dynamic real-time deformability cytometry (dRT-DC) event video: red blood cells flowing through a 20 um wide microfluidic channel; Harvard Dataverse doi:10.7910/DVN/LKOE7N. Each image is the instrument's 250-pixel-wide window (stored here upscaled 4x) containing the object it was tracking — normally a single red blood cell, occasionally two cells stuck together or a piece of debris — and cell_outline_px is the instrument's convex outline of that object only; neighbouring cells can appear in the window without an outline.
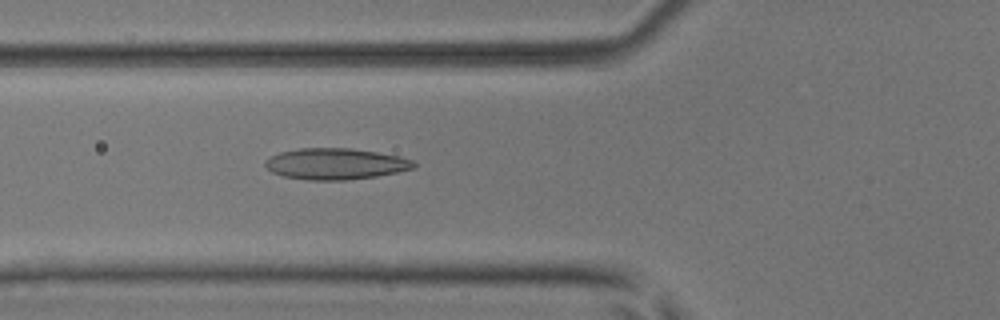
{"species": "common noctule bat (a hibernating species)", "species_latin": "Nyctalus noctula", "temperature_condition": "room temperature", "stored_images_in_passage": 50, "camera_frame_rate_fps": 3000, "um_per_image_px": 0.085, "animal": {"sex": "male", "body_mass_g": 17.9, "forearm_length_mm": 54.2}, "frame": {"image": 1, "passage_image": 19, "time_ms": 6.0, "image_size_px": [1000, 320], "cell_outline_px": [[416, 168], [376, 176], [344, 180], [308, 180], [284, 176], [272, 172], [264, 164], [264, 160], [280, 152], [300, 148], [352, 148], [400, 156], [412, 160], [416, 164]], "centroid_in_image_um": [28.53, 13.92], "position_along_channel_um": 97.3, "area_um2": 26.93}}
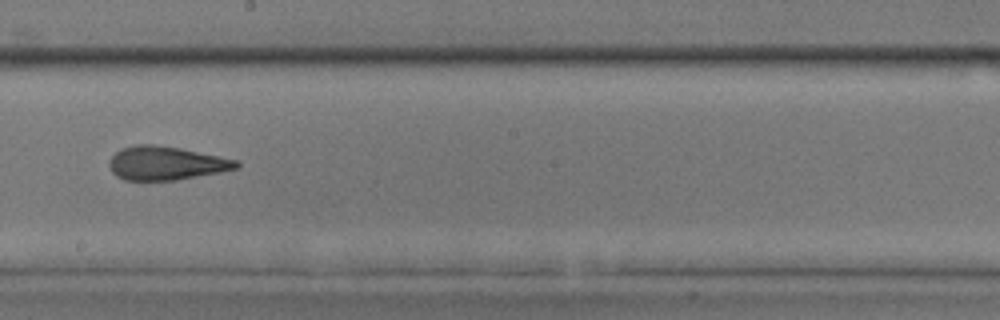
{"frame": {"image": 2, "passage_image": 29, "time_ms": 9.333, "image_size_px": [1000, 320], "cell_outline_px": [[240, 164], [236, 168], [220, 172], [176, 180], [124, 180], [116, 176], [112, 172], [108, 164], [108, 160], [120, 148], [136, 144], [156, 144], [180, 148], [236, 160]], "centroid_in_image_um": [14.04, 13.86], "position_along_channel_um": 234.2, "area_um2": 24.85}}
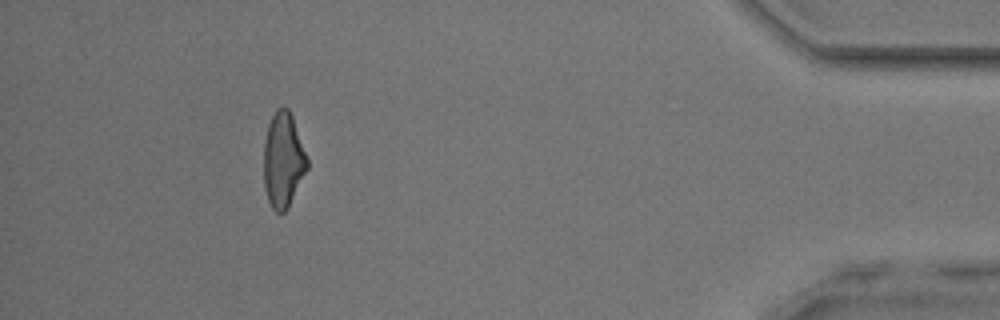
{"frame": {"image": 3, "passage_image": 46, "time_ms": 15.0, "image_size_px": [1000, 320], "cell_outline_px": [[308, 168], [288, 208], [284, 212], [276, 212], [272, 208], [268, 200], [264, 184], [264, 140], [268, 124], [276, 108], [288, 108], [292, 116], [308, 160]], "centroid_in_image_um": [24.06, 13.61], "position_along_channel_um": 411.1, "area_um2": 23.93}, "authors_computed_cell_mechanics": {"area_um2": 25.1719, "velocity_mm_per_s": 4.1099, "shape_relaxation_time_tau1_ms": null, "shape_relaxation_time_tau2_ms": 1.922, "deformation_change_tau1": null, "deformation_change_tau2": 0.1012}}